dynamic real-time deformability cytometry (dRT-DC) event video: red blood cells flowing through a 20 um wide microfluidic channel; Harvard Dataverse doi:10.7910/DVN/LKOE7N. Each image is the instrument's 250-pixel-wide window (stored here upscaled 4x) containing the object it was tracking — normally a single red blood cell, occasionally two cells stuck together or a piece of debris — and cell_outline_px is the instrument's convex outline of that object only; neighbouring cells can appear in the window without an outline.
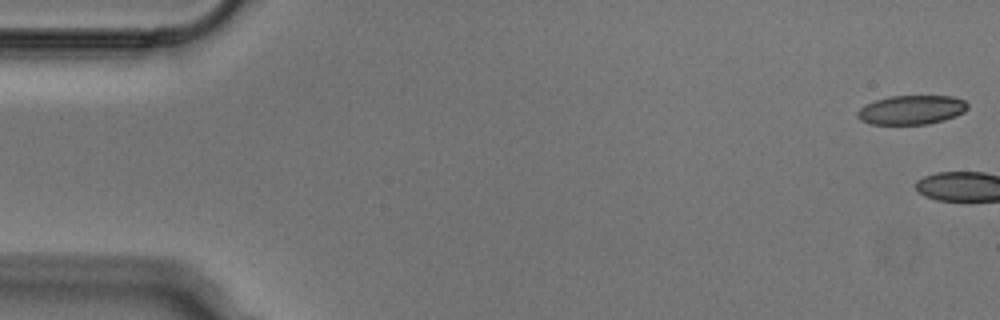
{"species": "Egyptian fruit bat (a non-hibernating species)", "species_latin": "Rousettus aegyptiacus", "temperature_condition": "cold", "stored_images_in_passage": 3, "camera_frame_rate_fps": 3000, "um_per_image_px": 0.085, "animal": {"sex": "male"}, "frame": {"image": 1, "passage_image": 1, "time_ms": 0.0, "image_size_px": [1000, 320], "cell_outline_px": [[968, 108], [964, 112], [956, 116], [944, 120], [928, 124], [872, 124], [860, 120], [856, 116], [856, 112], [864, 104], [876, 100], [892, 96], [952, 96], [964, 100], [968, 104]], "centroid_in_image_um": [77.47, 9.34], "position_along_channel_um": 7.5, "area_um2": 18.79}}